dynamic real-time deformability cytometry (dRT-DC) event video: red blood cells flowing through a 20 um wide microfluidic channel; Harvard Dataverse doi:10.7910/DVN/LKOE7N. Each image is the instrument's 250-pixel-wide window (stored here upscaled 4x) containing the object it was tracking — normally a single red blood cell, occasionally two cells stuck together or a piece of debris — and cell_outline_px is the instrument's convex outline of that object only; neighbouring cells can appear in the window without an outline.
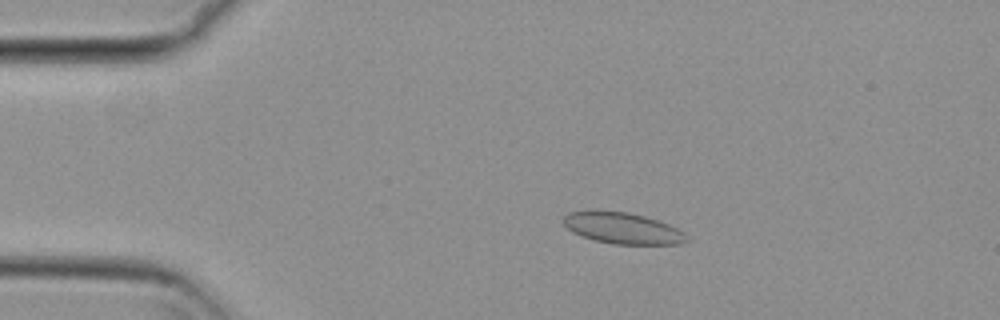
{"species": "common noctule bat (a hibernating species)", "species_latin": "Nyctalus noctula", "temperature_condition": "cold", "stored_images_in_passage": 54, "camera_frame_rate_fps": 3000, "um_per_image_px": 0.085, "animal": {"sex": "female", "body_mass_g": 29.2, "forearm_length_mm": 56.3}, "frame": {"image": 1, "passage_image": 10, "time_ms": 3.0, "image_size_px": [1000, 320], "cell_outline_px": [[688, 240], [680, 244], [612, 244], [596, 240], [572, 232], [560, 220], [568, 212], [588, 208], [628, 212], [644, 216], [668, 224], [684, 232], [688, 236]], "centroid_in_image_um": [52.85, 19.36], "position_along_channel_um": 32.1, "area_um2": 22.83}}
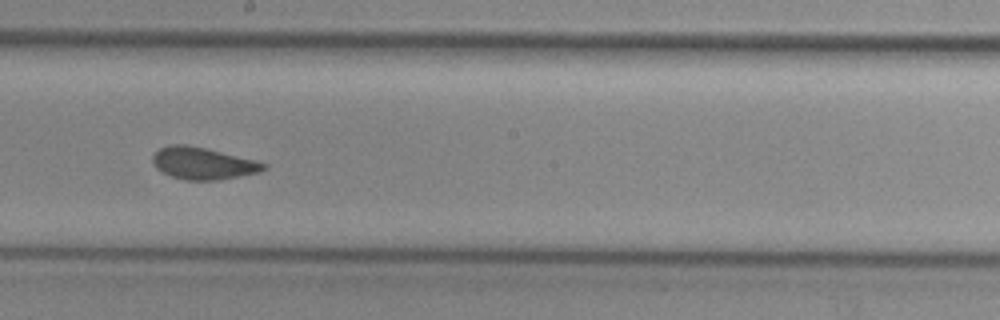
{"frame": {"image": 2, "passage_image": 30, "time_ms": 9.667, "image_size_px": [1000, 320], "cell_outline_px": [[268, 168], [260, 172], [216, 180], [184, 180], [172, 176], [156, 168], [152, 164], [152, 156], [160, 148], [172, 144], [184, 144], [204, 148], [256, 160], [268, 164]], "centroid_in_image_um": [17.26, 13.88], "position_along_channel_um": 230.9, "area_um2": 20.58}}
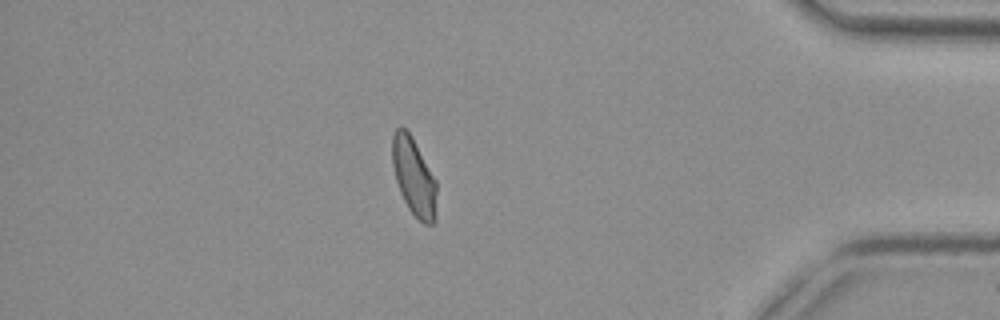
{"frame": {"image": 3, "passage_image": 47, "time_ms": 15.333, "image_size_px": [1000, 320], "cell_outline_px": [[436, 220], [432, 224], [424, 224], [408, 208], [400, 192], [396, 180], [392, 164], [392, 136], [396, 128], [404, 128], [412, 136], [436, 180]], "centroid_in_image_um": [35.18, 15.03], "position_along_channel_um": 400.0, "area_um2": 20.0}, "authors_computed_cell_mechanics": {"area_um2": 20.8947, "velocity_mm_per_s": 3.7129, "shape_relaxation_time_tau1_ms": null, "shape_relaxation_time_tau2_ms": 1.5952, "deformation_change_tau1": null, "deformation_change_tau2": 0.0483}}